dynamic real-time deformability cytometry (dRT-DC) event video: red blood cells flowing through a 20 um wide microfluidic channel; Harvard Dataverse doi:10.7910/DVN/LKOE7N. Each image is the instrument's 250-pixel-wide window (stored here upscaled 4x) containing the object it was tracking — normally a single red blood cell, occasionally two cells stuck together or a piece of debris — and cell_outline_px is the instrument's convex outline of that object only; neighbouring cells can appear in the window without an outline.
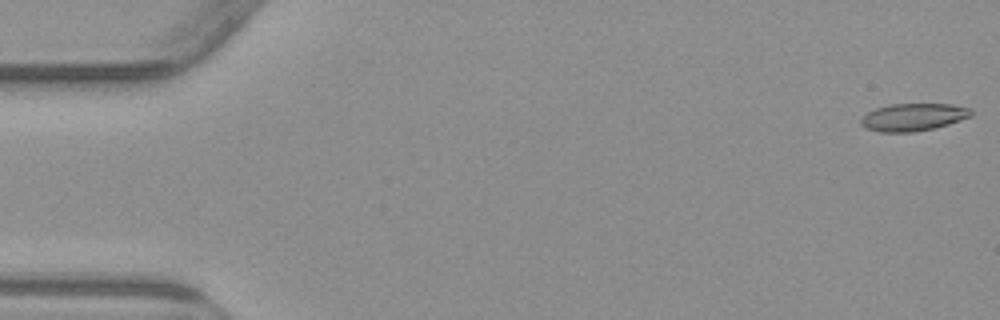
{"species": "common noctule bat (a hibernating species)", "species_latin": "Nyctalus noctula", "temperature_condition": "warm", "stored_images_in_passage": 6, "segment_of_instrument_passage": [1, 2], "camera_frame_rate_fps": 3000, "um_per_image_px": 0.085, "animal": {"sex": "male", "body_mass_g": 23.1, "forearm_length_mm": 52.7}, "frame": {"image": 1, "passage_image": 1, "time_ms": 0.0, "image_size_px": [1000, 320], "cell_outline_px": [[972, 116], [948, 124], [932, 128], [912, 132], [880, 132], [864, 128], [860, 124], [860, 120], [868, 112], [876, 108], [892, 104], [952, 104], [972, 108]], "centroid_in_image_um": [77.63, 9.95], "position_along_channel_um": 7.4, "area_um2": 17.63}}
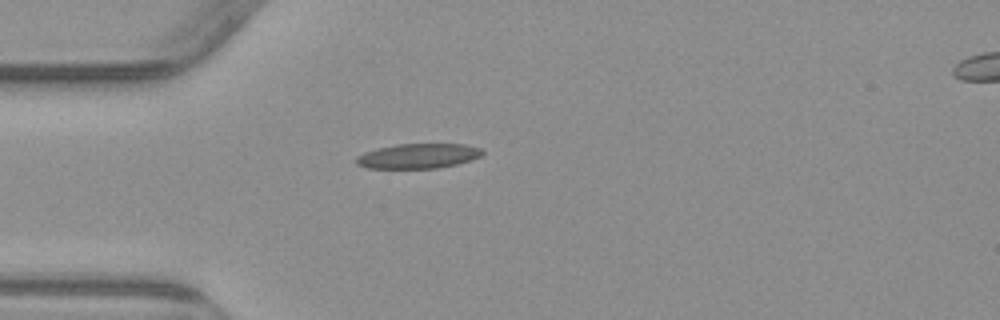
{"frame": {"image": 2, "passage_image": 5, "time_ms": 4.667, "image_size_px": [1000, 320], "cell_outline_px": [[484, 152], [480, 156], [456, 164], [440, 168], [368, 168], [356, 164], [356, 156], [364, 152], [376, 148], [396, 144], [464, 144], [480, 148]], "centroid_in_image_um": [35.5, 13.25], "position_along_channel_um": 49.5, "area_um2": 18.21}}